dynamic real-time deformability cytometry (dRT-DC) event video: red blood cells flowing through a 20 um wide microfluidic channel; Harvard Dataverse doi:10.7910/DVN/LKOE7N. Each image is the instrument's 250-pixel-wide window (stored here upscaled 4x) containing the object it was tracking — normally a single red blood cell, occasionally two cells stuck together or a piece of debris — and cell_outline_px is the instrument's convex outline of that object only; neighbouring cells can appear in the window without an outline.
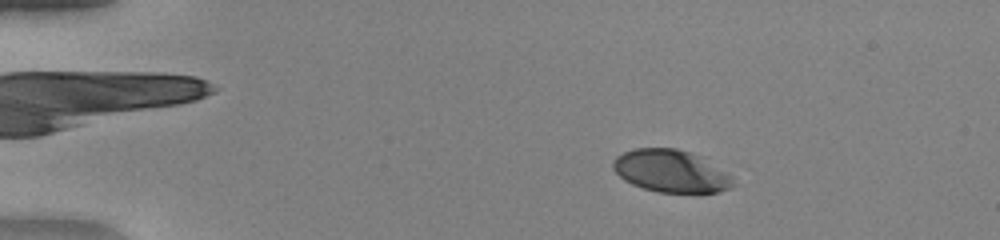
{"species": "human", "species_latin": "Homo sapiens", "temperature_condition": "warm", "stored_images_in_passage": 51, "camera_frame_rate_fps": 3000, "um_per_image_px": 0.085, "donor": {"sex": "female"}, "frame": {"image": 1, "passage_image": 9, "time_ms": 2.667, "image_size_px": [1000, 240], "cell_outline_px": [[732, 188], [720, 192], [656, 192], [632, 184], [624, 180], [612, 168], [612, 160], [616, 156], [624, 152], [636, 148], [676, 148], [688, 152], [696, 156], [732, 176]], "centroid_in_image_um": [56.96, 14.55], "position_along_channel_um": 28.0, "area_um2": 29.13}}
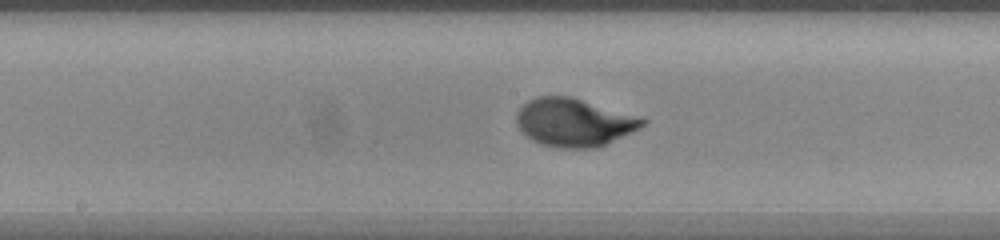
{"frame": {"image": 2, "passage_image": 28, "time_ms": 9.0, "image_size_px": [1000, 240], "cell_outline_px": [[648, 120], [640, 128], [632, 132], [596, 148], [556, 148], [540, 144], [532, 140], [516, 124], [516, 112], [528, 100], [536, 96], [568, 96]], "centroid_in_image_um": [48.73, 10.42], "position_along_channel_um": 199.5, "area_um2": 34.74}}
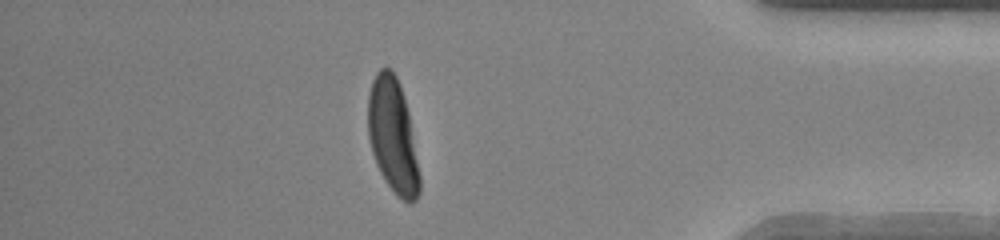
{"frame": {"image": 3, "passage_image": 45, "time_ms": 14.667, "image_size_px": [1000, 240], "cell_outline_px": [[420, 192], [416, 200], [412, 204], [408, 204], [396, 196], [384, 180], [376, 164], [372, 152], [368, 136], [368, 96], [372, 80], [376, 72], [380, 68], [392, 68], [400, 84], [408, 112], [420, 176]], "centroid_in_image_um": [33.38, 11.58], "position_along_channel_um": 401.8, "area_um2": 34.51}, "authors_computed_cell_mechanics": {"area_um2": 33.8708, "velocity_mm_per_s": 4.0994, "shape_relaxation_time_tau1_ms": 2.4934, "shape_relaxation_time_tau2_ms": null, "deformation_change_tau1": 0.1977, "deformation_change_tau2": null}}